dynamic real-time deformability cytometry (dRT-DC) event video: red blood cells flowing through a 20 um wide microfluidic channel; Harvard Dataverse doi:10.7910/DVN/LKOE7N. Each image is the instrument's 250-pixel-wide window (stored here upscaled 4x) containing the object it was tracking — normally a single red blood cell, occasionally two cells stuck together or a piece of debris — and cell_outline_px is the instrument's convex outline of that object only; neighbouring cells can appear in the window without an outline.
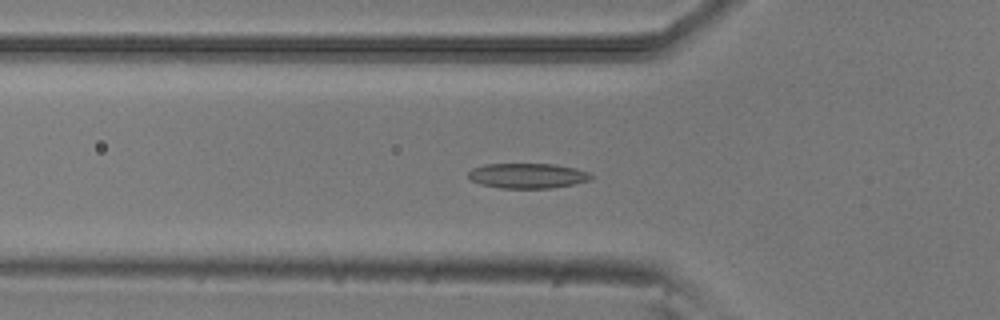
{"species": "common noctule bat (a hibernating species)", "species_latin": "Nyctalus noctula", "temperature_condition": "room temperature", "stored_images_in_passage": 52, "camera_frame_rate_fps": 3000, "um_per_image_px": 0.085, "animal": {"sex": "male", "body_mass_g": 20.5, "forearm_length_mm": 52.5}, "frame": {"image": 1, "passage_image": 17, "time_ms": 5.333, "image_size_px": [1000, 320], "cell_outline_px": [[596, 176], [592, 180], [552, 188], [500, 188], [480, 184], [472, 180], [468, 176], [468, 172], [472, 168], [484, 164], [556, 164], [576, 168], [588, 172]], "centroid_in_image_um": [44.88, 14.93], "position_along_channel_um": 80.9, "area_um2": 18.09}}
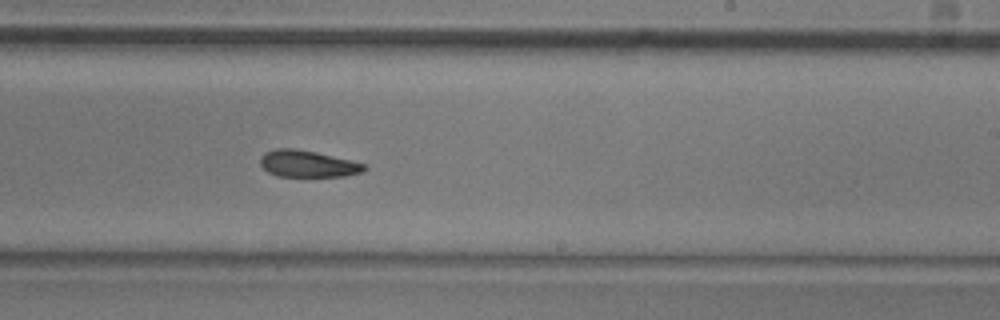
{"frame": {"image": 2, "passage_image": 31, "time_ms": 10.0, "image_size_px": [1000, 320], "cell_outline_px": [[368, 168], [360, 172], [344, 176], [276, 176], [268, 172], [260, 164], [260, 156], [264, 152], [276, 148], [292, 148], [316, 152], [368, 164]], "centroid_in_image_um": [26.15, 13.91], "position_along_channel_um": 262.9, "area_um2": 16.24}}
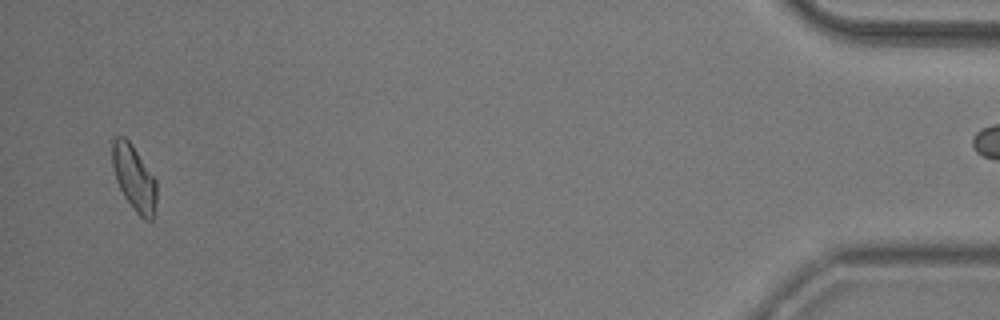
{"frame": {"image": 3, "passage_image": 50, "time_ms": 16.333, "image_size_px": [1000, 320], "cell_outline_px": [[156, 204], [152, 220], [144, 220], [136, 212], [124, 196], [116, 180], [112, 168], [112, 140], [116, 136], [124, 136], [132, 144], [156, 180]], "centroid_in_image_um": [11.38, 15.11], "position_along_channel_um": 423.8, "area_um2": 16.88}, "authors_computed_cell_mechanics": {"area_um2": 17.1088, "velocity_mm_per_s": 3.8767, "shape_relaxation_time_tau1_ms": 5.8201, "shape_relaxation_time_tau2_ms": 7.0619, "deformation_change_tau1": 0.1251, "deformation_change_tau2": 0.1334}}